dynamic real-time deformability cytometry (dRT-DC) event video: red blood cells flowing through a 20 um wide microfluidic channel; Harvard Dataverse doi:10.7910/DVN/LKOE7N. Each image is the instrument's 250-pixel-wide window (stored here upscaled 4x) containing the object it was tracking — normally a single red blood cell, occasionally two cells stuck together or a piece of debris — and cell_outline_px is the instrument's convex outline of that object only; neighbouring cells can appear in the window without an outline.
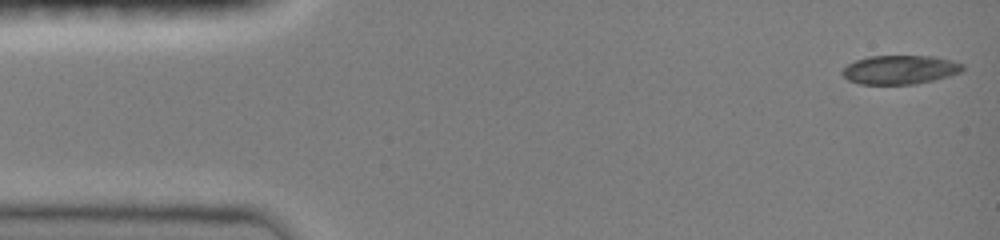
{"species": "common noctule bat (a hibernating species)", "species_latin": "Nyctalus noctula", "temperature_condition": "room temperature", "stored_images_in_passage": 47, "camera_frame_rate_fps": 3000, "um_per_image_px": 0.085, "animal": {"sex": "female", "body_mass_g": 19.0, "forearm_length_mm": 51.5}, "frame": {"image": 1, "passage_image": 1, "time_ms": 0.0, "image_size_px": [1000, 240], "cell_outline_px": [[964, 68], [960, 72], [948, 76], [916, 84], [860, 84], [848, 80], [840, 72], [848, 64], [856, 60], [868, 56], [932, 56], [952, 60], [964, 64]], "centroid_in_image_um": [76.49, 5.92], "position_along_channel_um": 8.5, "area_um2": 20.23}}
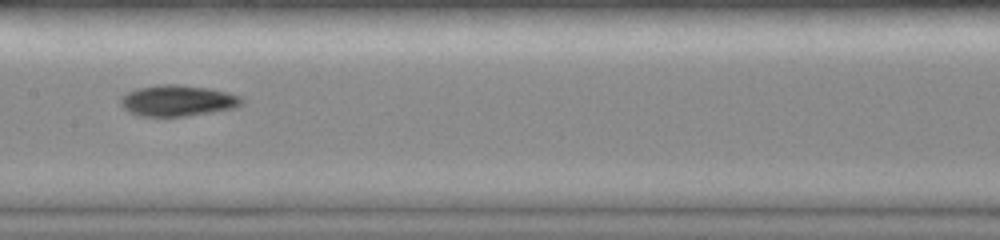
{"frame": {"image": 2, "passage_image": 23, "time_ms": 7.333, "image_size_px": [1000, 240], "cell_outline_px": [[244, 100], [236, 108], [212, 112], [184, 116], [140, 116], [124, 108], [120, 104], [120, 100], [124, 92], [136, 88], [160, 84], [176, 84], [208, 88], [228, 92], [240, 96]], "centroid_in_image_um": [15.08, 8.54], "position_along_channel_um": 192.3, "area_um2": 21.96}}
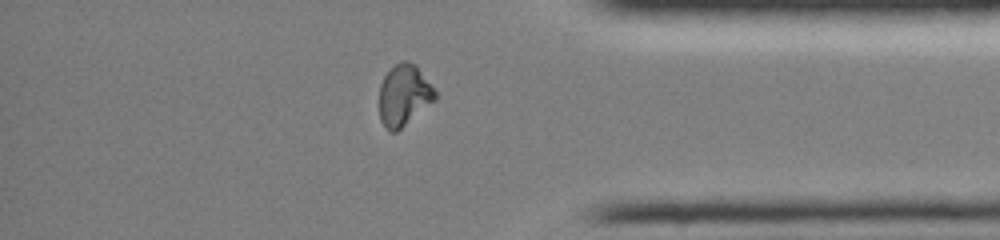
{"frame": {"image": 3, "passage_image": 39, "time_ms": 12.667, "image_size_px": [1000, 240], "cell_outline_px": [[436, 100], [396, 132], [392, 132], [380, 120], [380, 84], [384, 76], [396, 64], [404, 60], [416, 64], [436, 92]], "centroid_in_image_um": [34.35, 8.09], "position_along_channel_um": 400.9, "area_um2": 19.65}, "authors_computed_cell_mechanics": {"area_um2": 20.6924, "velocity_mm_per_s": 4.0576, "shape_relaxation_time_tau1_ms": 8.4974, "shape_relaxation_time_tau2_ms": 6.7967, "deformation_change_tau1": 0.301, "deformation_change_tau2": 0.101}}